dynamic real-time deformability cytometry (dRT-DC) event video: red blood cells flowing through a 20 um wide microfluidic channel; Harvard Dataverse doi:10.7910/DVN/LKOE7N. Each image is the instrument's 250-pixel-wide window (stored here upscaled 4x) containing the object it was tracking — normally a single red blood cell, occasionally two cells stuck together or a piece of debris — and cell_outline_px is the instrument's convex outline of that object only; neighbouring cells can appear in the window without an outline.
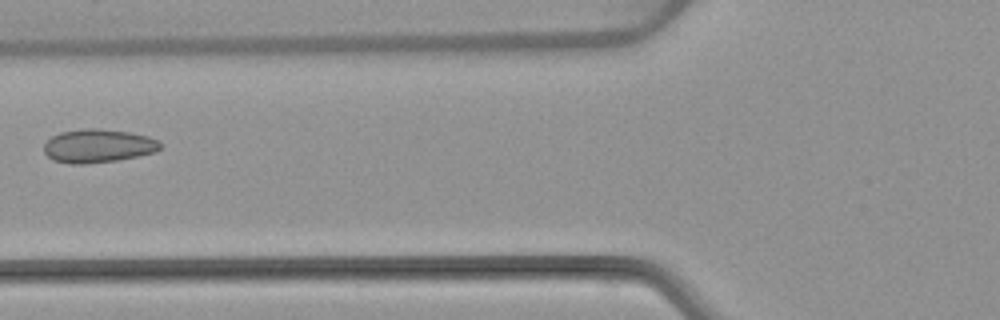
{"species": "common noctule bat (a hibernating species)", "species_latin": "Nyctalus noctula", "temperature_condition": "warm", "stored_images_in_passage": 5, "camera_frame_rate_fps": 3000, "um_per_image_px": 0.085, "animal": {"sex": "female", "body_mass_g": 22.7, "forearm_length_mm": 54.2}, "frame": {"image": 1, "passage_image": 5, "time_ms": 5.667, "image_size_px": [1000, 320], "cell_outline_px": [[160, 148], [156, 152], [116, 160], [84, 164], [72, 164], [52, 160], [44, 152], [44, 144], [52, 136], [60, 132], [84, 128], [96, 128], [132, 132], [148, 136], [160, 140]], "centroid_in_image_um": [8.34, 12.39], "position_along_channel_um": 117.5, "area_um2": 22.77}}